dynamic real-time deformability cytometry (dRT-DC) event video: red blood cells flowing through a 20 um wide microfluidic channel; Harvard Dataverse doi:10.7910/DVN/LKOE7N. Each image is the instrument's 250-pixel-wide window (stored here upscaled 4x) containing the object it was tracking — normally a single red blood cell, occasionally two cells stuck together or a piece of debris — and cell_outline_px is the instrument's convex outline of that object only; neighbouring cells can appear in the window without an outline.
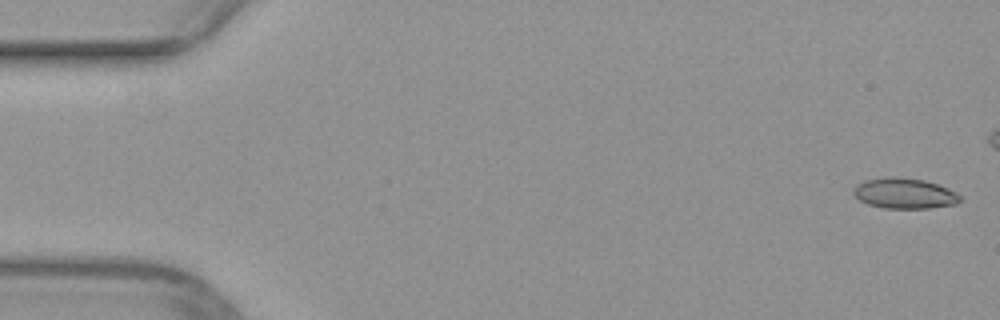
{"species": "common noctule bat (a hibernating species)", "species_latin": "Nyctalus noctula", "temperature_condition": "warm", "stored_images_in_passage": 44, "camera_frame_rate_fps": 3000, "um_per_image_px": 0.085, "animal": {"sex": "female", "body_mass_g": 29.2, "forearm_length_mm": 56.3}, "frame": {"image": 1, "passage_image": 1, "time_ms": 0.0, "image_size_px": [1000, 320], "cell_outline_px": [[964, 200], [956, 204], [928, 208], [884, 208], [868, 204], [860, 200], [852, 192], [856, 184], [864, 180], [892, 176], [924, 180], [948, 188], [956, 192]], "centroid_in_image_um": [76.89, 16.44], "position_along_channel_um": 8.1, "area_um2": 18.96}}
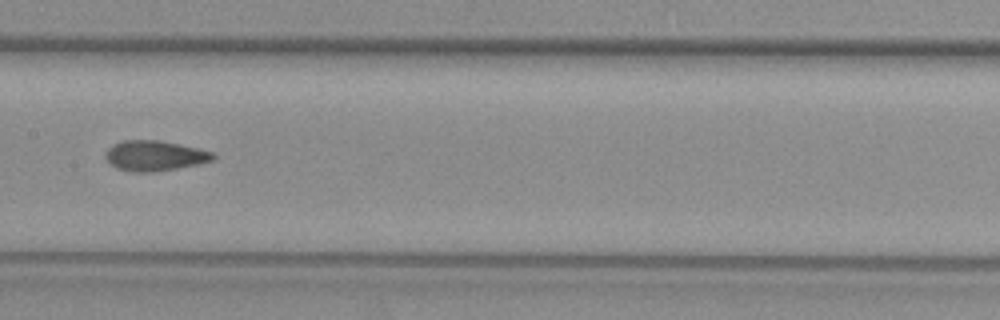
{"frame": {"image": 2, "passage_image": 25, "time_ms": 8.0, "image_size_px": [1000, 320], "cell_outline_px": [[216, 156], [212, 160], [196, 164], [176, 168], [152, 172], [132, 172], [116, 168], [104, 156], [108, 148], [112, 144], [120, 140], [156, 140], [196, 148], [212, 152]], "centroid_in_image_um": [13.08, 13.23], "position_along_channel_um": 194.3, "area_um2": 18.67}}
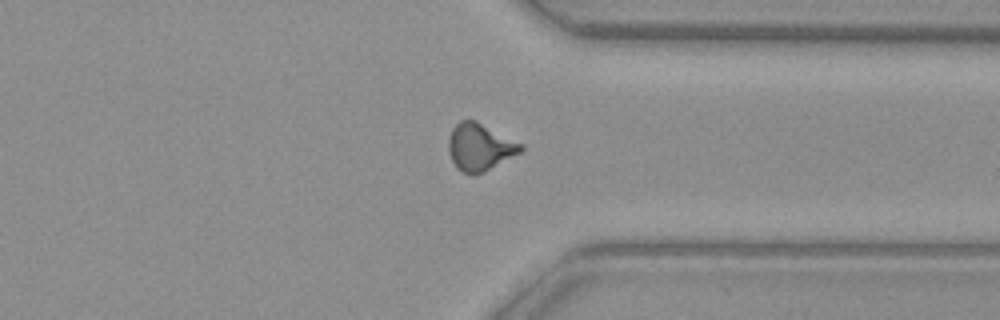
{"frame": {"image": 3, "passage_image": 38, "time_ms": 12.333, "image_size_px": [1000, 320], "cell_outline_px": [[524, 148], [520, 152], [484, 172], [472, 176], [460, 172], [456, 168], [448, 152], [448, 140], [452, 128], [460, 120], [476, 120], [524, 144]], "centroid_in_image_um": [40.77, 12.51], "position_along_channel_um": 370.6, "area_um2": 20.11}}